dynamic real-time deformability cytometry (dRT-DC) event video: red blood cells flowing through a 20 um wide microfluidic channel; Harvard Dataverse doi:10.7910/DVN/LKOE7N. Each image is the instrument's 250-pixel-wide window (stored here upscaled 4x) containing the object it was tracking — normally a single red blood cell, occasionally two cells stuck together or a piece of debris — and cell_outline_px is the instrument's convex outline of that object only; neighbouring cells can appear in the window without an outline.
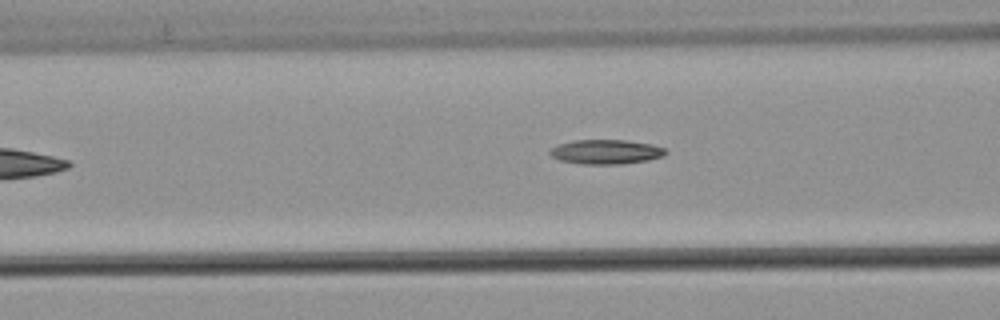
{"species": "common noctule bat (a hibernating species)", "species_latin": "Nyctalus noctula", "temperature_condition": "warm", "stored_images_in_passage": 7, "camera_frame_rate_fps": 3000, "um_per_image_px": 0.085, "animal": {"sex": "male", "body_mass_g": 21.5, "forearm_length_mm": 52.0}, "frame": {"image": 1, "passage_image": 7, "time_ms": 2.0, "image_size_px": [1000, 320], "cell_outline_px": [[668, 152], [664, 156], [648, 160], [620, 164], [580, 164], [560, 160], [552, 156], [548, 152], [552, 148], [560, 144], [572, 140], [628, 140], [652, 144], [664, 148]], "centroid_in_image_um": [51.53, 12.9], "position_along_channel_um": 115.1, "area_um2": 16.53}}